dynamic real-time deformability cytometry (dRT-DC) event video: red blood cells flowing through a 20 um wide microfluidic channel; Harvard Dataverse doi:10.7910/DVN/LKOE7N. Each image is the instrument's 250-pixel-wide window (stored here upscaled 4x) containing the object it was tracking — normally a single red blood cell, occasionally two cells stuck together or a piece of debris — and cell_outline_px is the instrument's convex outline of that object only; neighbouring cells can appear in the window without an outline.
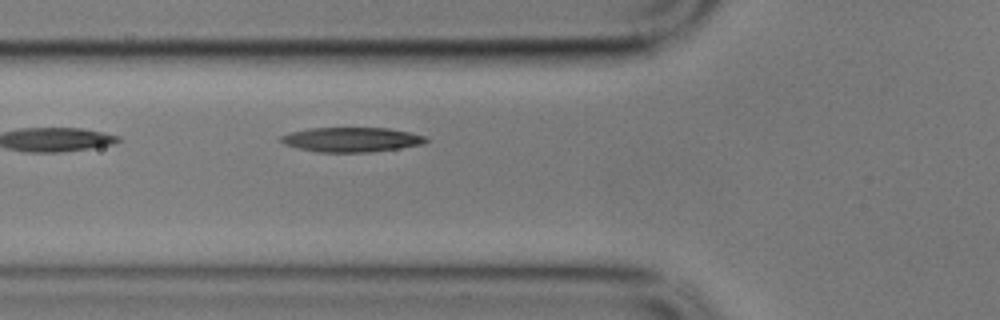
{"species": "common noctule bat (a hibernating species)", "species_latin": "Nyctalus noctula", "temperature_condition": "cold", "stored_images_in_passage": 4, "camera_frame_rate_fps": 3000, "um_per_image_px": 0.085, "animal": {"sex": "male", "body_mass_g": 17.9}, "frame": {"image": 1, "passage_image": 4, "time_ms": 1.0, "image_size_px": [1000, 320], "cell_outline_px": [[428, 140], [424, 144], [368, 152], [316, 152], [284, 144], [280, 140], [280, 136], [292, 132], [308, 128], [388, 128], [428, 136]], "centroid_in_image_um": [29.89, 11.86], "position_along_channel_um": 95.9, "area_um2": 20.63}}